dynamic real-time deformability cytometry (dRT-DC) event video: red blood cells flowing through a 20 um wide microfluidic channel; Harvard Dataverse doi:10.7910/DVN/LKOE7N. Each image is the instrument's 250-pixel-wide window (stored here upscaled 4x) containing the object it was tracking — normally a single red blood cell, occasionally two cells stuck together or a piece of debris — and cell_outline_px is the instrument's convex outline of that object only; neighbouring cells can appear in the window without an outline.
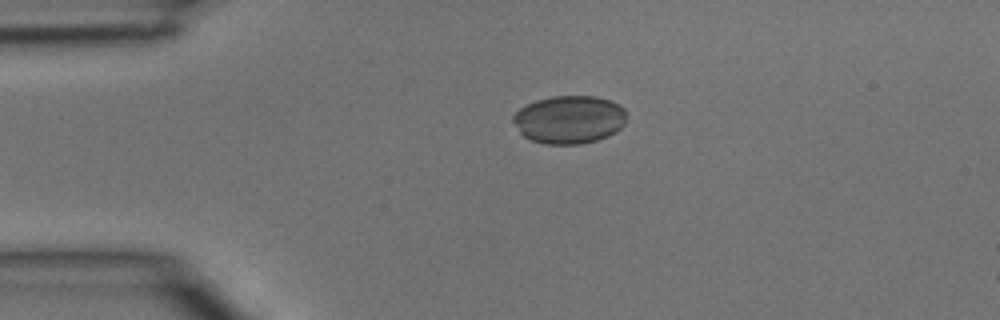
{"species": "common noctule bat (a hibernating species)", "species_latin": "Nyctalus noctula", "temperature_condition": "room temperature", "stored_images_in_passage": 3, "camera_frame_rate_fps": 3000, "um_per_image_px": 0.085, "animal": {"sex": "male", "body_mass_g": 15.6}, "frame": {"image": 1, "passage_image": 3, "time_ms": 0.667, "image_size_px": [1000, 320], "cell_outline_px": [[624, 124], [616, 132], [608, 136], [596, 140], [580, 144], [544, 144], [532, 140], [524, 136], [520, 132], [512, 120], [512, 116], [520, 108], [536, 100], [552, 96], [596, 96], [612, 100], [620, 104], [624, 108]], "centroid_in_image_um": [48.39, 10.15], "position_along_channel_um": 36.6, "area_um2": 31.79}}